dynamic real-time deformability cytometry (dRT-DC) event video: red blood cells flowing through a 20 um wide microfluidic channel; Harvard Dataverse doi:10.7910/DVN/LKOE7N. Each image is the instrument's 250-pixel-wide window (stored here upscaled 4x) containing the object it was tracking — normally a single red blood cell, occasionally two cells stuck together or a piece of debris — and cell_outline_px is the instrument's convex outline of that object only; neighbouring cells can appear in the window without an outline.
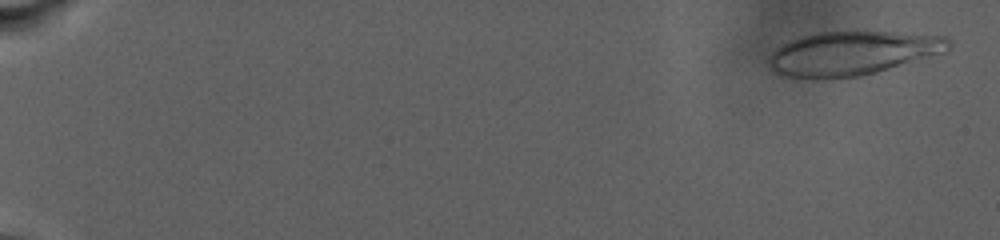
{"species": "human", "species_latin": "Homo sapiens", "temperature_condition": "warm", "stored_images_in_passage": 47, "camera_frame_rate_fps": 3000, "um_per_image_px": 0.085, "donor": {"sex": "male"}, "frame": {"image": 1, "passage_image": 1, "time_ms": 0.0, "image_size_px": [1000, 240], "cell_outline_px": [[952, 44], [944, 52], [876, 72], [860, 76], [828, 80], [812, 80], [784, 76], [776, 72], [768, 64], [768, 60], [772, 52], [776, 48], [792, 40], [816, 32], [856, 28], [864, 28], [948, 36], [952, 40]], "centroid_in_image_um": [72.48, 4.48], "position_along_channel_um": 12.5, "area_um2": 47.86}}
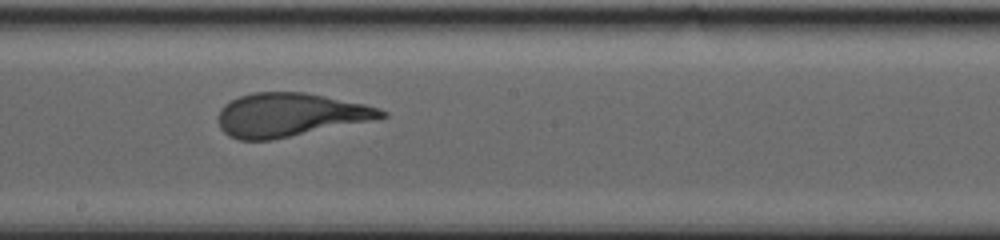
{"frame": {"image": 2, "passage_image": 28, "time_ms": 16.333, "image_size_px": [1000, 240], "cell_outline_px": [[388, 116], [272, 140], [240, 140], [228, 136], [220, 128], [220, 108], [224, 104], [240, 96], [252, 92], [304, 92], [364, 104], [388, 112]], "centroid_in_image_um": [24.58, 9.76], "position_along_channel_um": 223.6, "area_um2": 40.69}}
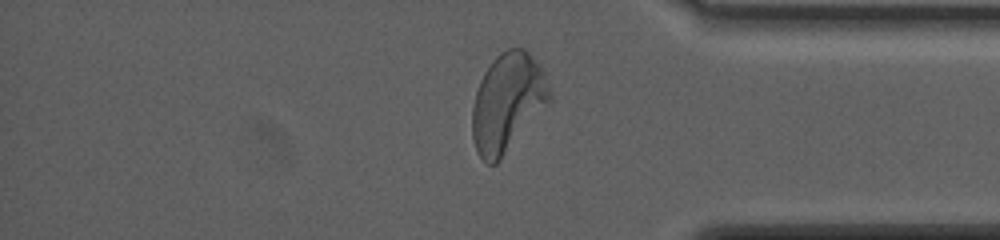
{"frame": {"image": 3, "passage_image": 41, "time_ms": 23.333, "image_size_px": [1000, 240], "cell_outline_px": [[552, 100], [500, 160], [496, 164], [488, 164], [476, 152], [472, 136], [472, 108], [476, 92], [480, 80], [484, 72], [492, 60], [500, 52], [508, 48], [524, 48], [540, 64], [544, 72], [552, 96]], "centroid_in_image_um": [43.14, 8.7], "position_along_channel_um": 392.1, "area_um2": 44.51}}